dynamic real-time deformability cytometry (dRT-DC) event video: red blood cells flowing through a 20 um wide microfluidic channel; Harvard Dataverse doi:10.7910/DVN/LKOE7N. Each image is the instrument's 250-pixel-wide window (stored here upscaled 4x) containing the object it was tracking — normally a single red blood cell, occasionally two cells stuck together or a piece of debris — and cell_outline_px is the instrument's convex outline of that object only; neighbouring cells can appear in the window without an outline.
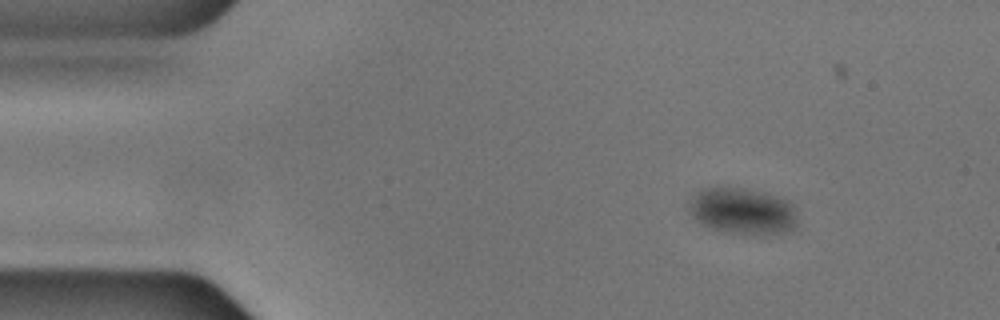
{"species": "common noctule bat (a hibernating species)", "species_latin": "Nyctalus noctula", "temperature_condition": "cold", "stored_images_in_passage": 50, "camera_frame_rate_fps": 3000, "um_per_image_px": 0.085, "animal": {"sex": "male", "body_mass_g": 17.9, "forearm_length_mm": 54.2}, "frame": {"image": 1, "passage_image": 1, "time_ms": 0.0, "image_size_px": [1000, 320], "cell_outline_px": [[796, 224], [784, 232], [764, 236], [724, 232], [712, 228], [704, 224], [692, 216], [688, 212], [688, 204], [692, 196], [700, 188], [744, 188], [764, 192], [788, 200], [792, 204], [796, 220]], "centroid_in_image_um": [63.08, 17.95], "position_along_channel_um": 21.9, "area_um2": 29.42}}
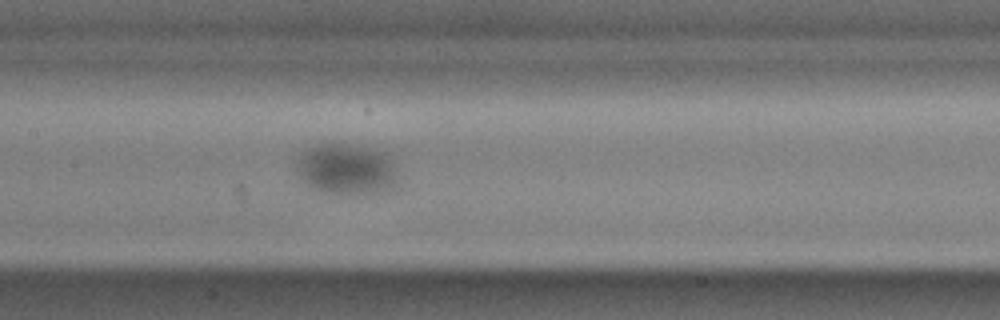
{"frame": {"image": 2, "passage_image": 20, "time_ms": 6.333, "image_size_px": [1000, 320], "cell_outline_px": [[396, 192], [356, 196], [332, 196], [320, 192], [312, 188], [296, 172], [292, 160], [304, 148], [324, 140], [372, 148], [384, 152], [392, 164], [396, 172]], "centroid_in_image_um": [29.38, 14.41], "position_along_channel_um": 178.0, "area_um2": 32.37}}
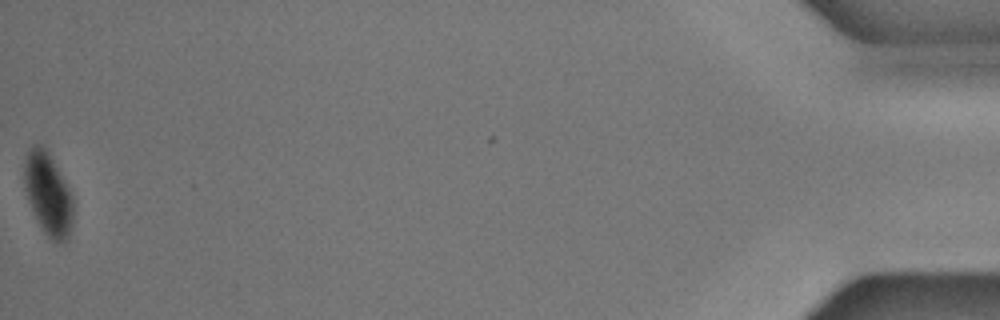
{"frame": {"image": 3, "passage_image": 50, "time_ms": 16.333, "image_size_px": [1000, 320], "cell_outline_px": [[72, 224], [68, 240], [64, 244], [60, 244], [52, 240], [44, 232], [28, 200], [24, 188], [24, 160], [32, 144], [44, 144], [68, 188], [72, 200]], "centroid_in_image_um": [4.07, 16.49], "position_along_channel_um": 431.1, "area_um2": 23.29}, "authors_computed_cell_mechanics": {"area_um2": 28.8133, "velocity_mm_per_s": 3.5496, "shape_relaxation_time_tau1_ms": 1.5904, "shape_relaxation_time_tau2_ms": null, "deformation_change_tau1": 0.0393, "deformation_change_tau2": null}}